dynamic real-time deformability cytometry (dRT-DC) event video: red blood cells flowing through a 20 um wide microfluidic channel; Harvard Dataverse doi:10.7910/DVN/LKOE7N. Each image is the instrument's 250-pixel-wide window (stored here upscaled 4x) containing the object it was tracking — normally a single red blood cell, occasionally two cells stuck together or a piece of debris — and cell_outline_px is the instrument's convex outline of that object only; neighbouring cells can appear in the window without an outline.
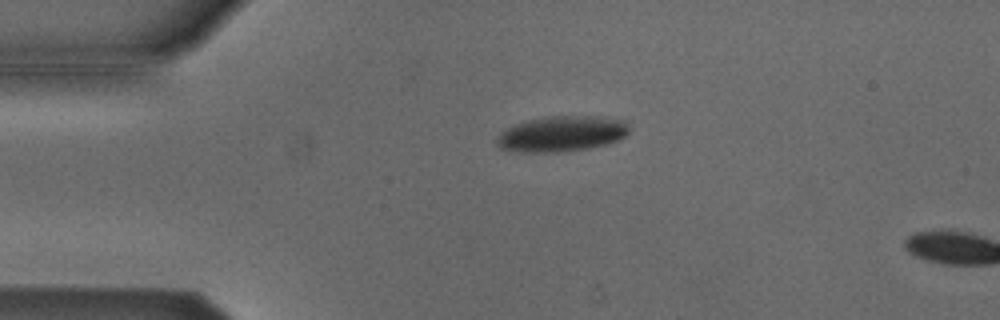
{"species": "Egyptian fruit bat (a non-hibernating species)", "species_latin": "Rousettus aegyptiacus", "temperature_condition": "cold", "stored_images_in_passage": 6, "camera_frame_rate_fps": 3000, "um_per_image_px": 0.085, "animal": {"sex": "male"}, "frame": {"image": 1, "passage_image": 4, "time_ms": 1.0, "image_size_px": [1000, 320], "cell_outline_px": [[628, 132], [624, 136], [616, 140], [604, 144], [584, 148], [556, 152], [524, 152], [500, 148], [496, 144], [496, 136], [500, 132], [512, 124], [524, 120], [544, 116], [604, 116], [628, 120]], "centroid_in_image_um": [47.7, 11.34], "position_along_channel_um": 37.3, "area_um2": 27.63}}